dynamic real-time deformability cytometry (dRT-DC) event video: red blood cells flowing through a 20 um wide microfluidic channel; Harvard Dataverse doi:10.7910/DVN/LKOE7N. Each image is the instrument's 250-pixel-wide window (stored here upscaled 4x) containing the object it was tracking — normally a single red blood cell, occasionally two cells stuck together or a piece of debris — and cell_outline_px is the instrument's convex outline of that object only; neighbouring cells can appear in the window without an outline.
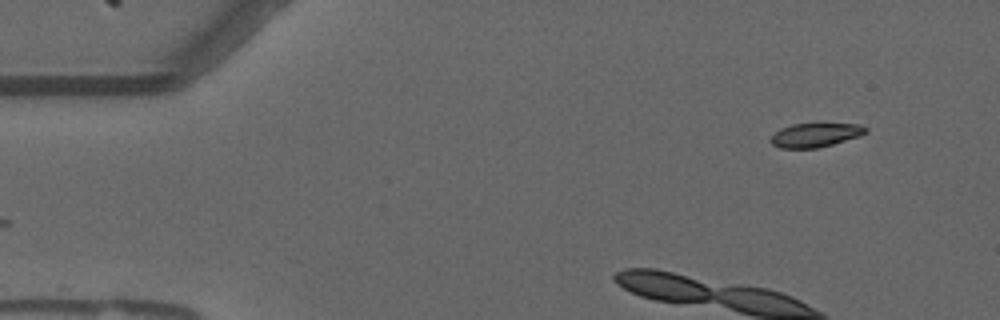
{"species": "common noctule bat (a hibernating species)", "species_latin": "Nyctalus noctula", "temperature_condition": "warm", "stored_images_in_passage": 5, "camera_frame_rate_fps": 3000, "um_per_image_px": 0.085, "animal": {"sex": "male", "forearm_length_mm": 52.5}, "frame": {"image": 1, "passage_image": 1, "time_ms": 0.0, "image_size_px": [1000, 320], "cell_outline_px": [[868, 132], [860, 136], [832, 144], [816, 148], [780, 148], [772, 144], [768, 140], [780, 128], [792, 124], [860, 124], [868, 128]], "centroid_in_image_um": [69.3, 11.48], "position_along_channel_um": 15.7, "area_um2": 13.24}}